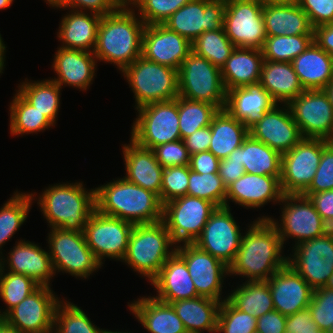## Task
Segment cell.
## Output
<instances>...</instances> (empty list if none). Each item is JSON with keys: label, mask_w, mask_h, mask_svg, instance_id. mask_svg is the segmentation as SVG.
I'll list each match as a JSON object with an SVG mask.
<instances>
[{"label": "cell", "mask_w": 333, "mask_h": 333, "mask_svg": "<svg viewBox=\"0 0 333 333\" xmlns=\"http://www.w3.org/2000/svg\"><path fill=\"white\" fill-rule=\"evenodd\" d=\"M226 0H190L164 23L191 43L204 31L223 28Z\"/></svg>", "instance_id": "19"}, {"label": "cell", "mask_w": 333, "mask_h": 333, "mask_svg": "<svg viewBox=\"0 0 333 333\" xmlns=\"http://www.w3.org/2000/svg\"><path fill=\"white\" fill-rule=\"evenodd\" d=\"M333 189V144L329 142L322 151L319 166L310 186L303 193H318Z\"/></svg>", "instance_id": "54"}, {"label": "cell", "mask_w": 333, "mask_h": 333, "mask_svg": "<svg viewBox=\"0 0 333 333\" xmlns=\"http://www.w3.org/2000/svg\"><path fill=\"white\" fill-rule=\"evenodd\" d=\"M9 111V130L13 136L38 134L54 126L43 113L28 103L17 91L10 102Z\"/></svg>", "instance_id": "41"}, {"label": "cell", "mask_w": 333, "mask_h": 333, "mask_svg": "<svg viewBox=\"0 0 333 333\" xmlns=\"http://www.w3.org/2000/svg\"><path fill=\"white\" fill-rule=\"evenodd\" d=\"M308 308L318 329L333 333V290L325 286L314 289Z\"/></svg>", "instance_id": "51"}, {"label": "cell", "mask_w": 333, "mask_h": 333, "mask_svg": "<svg viewBox=\"0 0 333 333\" xmlns=\"http://www.w3.org/2000/svg\"><path fill=\"white\" fill-rule=\"evenodd\" d=\"M281 106V107H280ZM277 104L249 125V134L281 155L303 137L287 104Z\"/></svg>", "instance_id": "21"}, {"label": "cell", "mask_w": 333, "mask_h": 333, "mask_svg": "<svg viewBox=\"0 0 333 333\" xmlns=\"http://www.w3.org/2000/svg\"><path fill=\"white\" fill-rule=\"evenodd\" d=\"M259 0H226L224 30L235 47L261 50L267 38Z\"/></svg>", "instance_id": "14"}, {"label": "cell", "mask_w": 333, "mask_h": 333, "mask_svg": "<svg viewBox=\"0 0 333 333\" xmlns=\"http://www.w3.org/2000/svg\"><path fill=\"white\" fill-rule=\"evenodd\" d=\"M102 16L70 10L62 17L57 32L60 47L92 52L97 42V31Z\"/></svg>", "instance_id": "30"}, {"label": "cell", "mask_w": 333, "mask_h": 333, "mask_svg": "<svg viewBox=\"0 0 333 333\" xmlns=\"http://www.w3.org/2000/svg\"><path fill=\"white\" fill-rule=\"evenodd\" d=\"M220 160L210 151L190 156V169L198 174L218 173Z\"/></svg>", "instance_id": "60"}, {"label": "cell", "mask_w": 333, "mask_h": 333, "mask_svg": "<svg viewBox=\"0 0 333 333\" xmlns=\"http://www.w3.org/2000/svg\"><path fill=\"white\" fill-rule=\"evenodd\" d=\"M313 203L322 220L333 229V189L318 193H302Z\"/></svg>", "instance_id": "57"}, {"label": "cell", "mask_w": 333, "mask_h": 333, "mask_svg": "<svg viewBox=\"0 0 333 333\" xmlns=\"http://www.w3.org/2000/svg\"><path fill=\"white\" fill-rule=\"evenodd\" d=\"M263 5L265 4H292L298 0H259Z\"/></svg>", "instance_id": "65"}, {"label": "cell", "mask_w": 333, "mask_h": 333, "mask_svg": "<svg viewBox=\"0 0 333 333\" xmlns=\"http://www.w3.org/2000/svg\"><path fill=\"white\" fill-rule=\"evenodd\" d=\"M55 9L91 12L105 16L115 12L120 6L114 0H52L49 4Z\"/></svg>", "instance_id": "53"}, {"label": "cell", "mask_w": 333, "mask_h": 333, "mask_svg": "<svg viewBox=\"0 0 333 333\" xmlns=\"http://www.w3.org/2000/svg\"><path fill=\"white\" fill-rule=\"evenodd\" d=\"M30 192L13 193L0 208V257H2L3 246L18 231L26 221L33 204Z\"/></svg>", "instance_id": "42"}, {"label": "cell", "mask_w": 333, "mask_h": 333, "mask_svg": "<svg viewBox=\"0 0 333 333\" xmlns=\"http://www.w3.org/2000/svg\"><path fill=\"white\" fill-rule=\"evenodd\" d=\"M274 310L288 316L308 308L314 289L288 264L268 280Z\"/></svg>", "instance_id": "25"}, {"label": "cell", "mask_w": 333, "mask_h": 333, "mask_svg": "<svg viewBox=\"0 0 333 333\" xmlns=\"http://www.w3.org/2000/svg\"><path fill=\"white\" fill-rule=\"evenodd\" d=\"M19 240L8 252L7 258L4 255L0 257V267L5 271L26 275L40 286L51 287L50 282L55 273L49 250H44L35 242Z\"/></svg>", "instance_id": "24"}, {"label": "cell", "mask_w": 333, "mask_h": 333, "mask_svg": "<svg viewBox=\"0 0 333 333\" xmlns=\"http://www.w3.org/2000/svg\"><path fill=\"white\" fill-rule=\"evenodd\" d=\"M121 72L134 93L135 109L179 96L178 70L172 67L139 56Z\"/></svg>", "instance_id": "6"}, {"label": "cell", "mask_w": 333, "mask_h": 333, "mask_svg": "<svg viewBox=\"0 0 333 333\" xmlns=\"http://www.w3.org/2000/svg\"><path fill=\"white\" fill-rule=\"evenodd\" d=\"M329 97V100L331 102V105L333 107V78L332 80L329 82V84L326 86V88L324 89Z\"/></svg>", "instance_id": "66"}, {"label": "cell", "mask_w": 333, "mask_h": 333, "mask_svg": "<svg viewBox=\"0 0 333 333\" xmlns=\"http://www.w3.org/2000/svg\"><path fill=\"white\" fill-rule=\"evenodd\" d=\"M313 28L333 23V0H298Z\"/></svg>", "instance_id": "56"}, {"label": "cell", "mask_w": 333, "mask_h": 333, "mask_svg": "<svg viewBox=\"0 0 333 333\" xmlns=\"http://www.w3.org/2000/svg\"><path fill=\"white\" fill-rule=\"evenodd\" d=\"M275 105L277 103L270 94L257 84L228 90L224 109L237 120L250 125Z\"/></svg>", "instance_id": "33"}, {"label": "cell", "mask_w": 333, "mask_h": 333, "mask_svg": "<svg viewBox=\"0 0 333 333\" xmlns=\"http://www.w3.org/2000/svg\"><path fill=\"white\" fill-rule=\"evenodd\" d=\"M42 192L38 198L36 192L30 194L35 202L38 199L37 204L50 229L82 232L96 210L95 188L88 191L83 182L56 183Z\"/></svg>", "instance_id": "4"}, {"label": "cell", "mask_w": 333, "mask_h": 333, "mask_svg": "<svg viewBox=\"0 0 333 333\" xmlns=\"http://www.w3.org/2000/svg\"><path fill=\"white\" fill-rule=\"evenodd\" d=\"M216 209L212 202L185 195L163 205L162 222L176 245L194 243Z\"/></svg>", "instance_id": "11"}, {"label": "cell", "mask_w": 333, "mask_h": 333, "mask_svg": "<svg viewBox=\"0 0 333 333\" xmlns=\"http://www.w3.org/2000/svg\"><path fill=\"white\" fill-rule=\"evenodd\" d=\"M175 253L186 263L199 296L220 302L227 299L228 295H222V288L226 276L229 275V266L194 243L177 245Z\"/></svg>", "instance_id": "17"}, {"label": "cell", "mask_w": 333, "mask_h": 333, "mask_svg": "<svg viewBox=\"0 0 333 333\" xmlns=\"http://www.w3.org/2000/svg\"><path fill=\"white\" fill-rule=\"evenodd\" d=\"M14 0H0V10L9 8Z\"/></svg>", "instance_id": "68"}, {"label": "cell", "mask_w": 333, "mask_h": 333, "mask_svg": "<svg viewBox=\"0 0 333 333\" xmlns=\"http://www.w3.org/2000/svg\"><path fill=\"white\" fill-rule=\"evenodd\" d=\"M325 287L333 290V274L329 277V280H328L327 284L325 285Z\"/></svg>", "instance_id": "70"}, {"label": "cell", "mask_w": 333, "mask_h": 333, "mask_svg": "<svg viewBox=\"0 0 333 333\" xmlns=\"http://www.w3.org/2000/svg\"><path fill=\"white\" fill-rule=\"evenodd\" d=\"M314 42L333 58V23L314 28Z\"/></svg>", "instance_id": "63"}, {"label": "cell", "mask_w": 333, "mask_h": 333, "mask_svg": "<svg viewBox=\"0 0 333 333\" xmlns=\"http://www.w3.org/2000/svg\"><path fill=\"white\" fill-rule=\"evenodd\" d=\"M95 203L99 213L133 224L162 220L163 205L159 196L124 177L95 187Z\"/></svg>", "instance_id": "3"}, {"label": "cell", "mask_w": 333, "mask_h": 333, "mask_svg": "<svg viewBox=\"0 0 333 333\" xmlns=\"http://www.w3.org/2000/svg\"><path fill=\"white\" fill-rule=\"evenodd\" d=\"M314 41V35L267 37L261 49L264 60L292 62Z\"/></svg>", "instance_id": "46"}, {"label": "cell", "mask_w": 333, "mask_h": 333, "mask_svg": "<svg viewBox=\"0 0 333 333\" xmlns=\"http://www.w3.org/2000/svg\"><path fill=\"white\" fill-rule=\"evenodd\" d=\"M16 90L28 103L43 113L54 125L60 110L62 88L51 79L32 81L27 78Z\"/></svg>", "instance_id": "40"}, {"label": "cell", "mask_w": 333, "mask_h": 333, "mask_svg": "<svg viewBox=\"0 0 333 333\" xmlns=\"http://www.w3.org/2000/svg\"><path fill=\"white\" fill-rule=\"evenodd\" d=\"M176 247L162 220L134 224L122 262L150 282L166 260L176 252Z\"/></svg>", "instance_id": "5"}, {"label": "cell", "mask_w": 333, "mask_h": 333, "mask_svg": "<svg viewBox=\"0 0 333 333\" xmlns=\"http://www.w3.org/2000/svg\"><path fill=\"white\" fill-rule=\"evenodd\" d=\"M287 105L302 137L332 139L333 107L324 89L304 90Z\"/></svg>", "instance_id": "16"}, {"label": "cell", "mask_w": 333, "mask_h": 333, "mask_svg": "<svg viewBox=\"0 0 333 333\" xmlns=\"http://www.w3.org/2000/svg\"><path fill=\"white\" fill-rule=\"evenodd\" d=\"M182 320L187 333H216L221 302L209 297L178 300L170 303Z\"/></svg>", "instance_id": "37"}, {"label": "cell", "mask_w": 333, "mask_h": 333, "mask_svg": "<svg viewBox=\"0 0 333 333\" xmlns=\"http://www.w3.org/2000/svg\"><path fill=\"white\" fill-rule=\"evenodd\" d=\"M210 129L211 142L208 151L219 160L227 158L249 135V125L237 120L225 109L219 110L214 115Z\"/></svg>", "instance_id": "38"}, {"label": "cell", "mask_w": 333, "mask_h": 333, "mask_svg": "<svg viewBox=\"0 0 333 333\" xmlns=\"http://www.w3.org/2000/svg\"><path fill=\"white\" fill-rule=\"evenodd\" d=\"M280 178L281 176L244 173L242 177L226 187L225 207L230 208L231 201L246 209H260L270 202L279 204L284 195Z\"/></svg>", "instance_id": "23"}, {"label": "cell", "mask_w": 333, "mask_h": 333, "mask_svg": "<svg viewBox=\"0 0 333 333\" xmlns=\"http://www.w3.org/2000/svg\"><path fill=\"white\" fill-rule=\"evenodd\" d=\"M133 226L129 221L103 215L97 210L88 218L83 230L84 237L102 266L106 257L116 261L124 259Z\"/></svg>", "instance_id": "13"}, {"label": "cell", "mask_w": 333, "mask_h": 333, "mask_svg": "<svg viewBox=\"0 0 333 333\" xmlns=\"http://www.w3.org/2000/svg\"><path fill=\"white\" fill-rule=\"evenodd\" d=\"M259 84L279 105L288 104L304 91L291 62L263 60Z\"/></svg>", "instance_id": "35"}, {"label": "cell", "mask_w": 333, "mask_h": 333, "mask_svg": "<svg viewBox=\"0 0 333 333\" xmlns=\"http://www.w3.org/2000/svg\"><path fill=\"white\" fill-rule=\"evenodd\" d=\"M227 158L242 163L245 173L281 176L282 155L250 134Z\"/></svg>", "instance_id": "36"}, {"label": "cell", "mask_w": 333, "mask_h": 333, "mask_svg": "<svg viewBox=\"0 0 333 333\" xmlns=\"http://www.w3.org/2000/svg\"><path fill=\"white\" fill-rule=\"evenodd\" d=\"M52 68L56 77L51 78L61 88L71 86L87 91L96 77L97 59L92 52L58 46ZM64 85V86H63Z\"/></svg>", "instance_id": "26"}, {"label": "cell", "mask_w": 333, "mask_h": 333, "mask_svg": "<svg viewBox=\"0 0 333 333\" xmlns=\"http://www.w3.org/2000/svg\"><path fill=\"white\" fill-rule=\"evenodd\" d=\"M234 48V44L226 36L224 27L219 30L204 31L192 43V51L195 54L204 57L220 69Z\"/></svg>", "instance_id": "45"}, {"label": "cell", "mask_w": 333, "mask_h": 333, "mask_svg": "<svg viewBox=\"0 0 333 333\" xmlns=\"http://www.w3.org/2000/svg\"><path fill=\"white\" fill-rule=\"evenodd\" d=\"M57 296L51 287L39 286L3 319L20 333H53Z\"/></svg>", "instance_id": "18"}, {"label": "cell", "mask_w": 333, "mask_h": 333, "mask_svg": "<svg viewBox=\"0 0 333 333\" xmlns=\"http://www.w3.org/2000/svg\"><path fill=\"white\" fill-rule=\"evenodd\" d=\"M257 318L235 308L227 299L221 302L216 333H253Z\"/></svg>", "instance_id": "49"}, {"label": "cell", "mask_w": 333, "mask_h": 333, "mask_svg": "<svg viewBox=\"0 0 333 333\" xmlns=\"http://www.w3.org/2000/svg\"><path fill=\"white\" fill-rule=\"evenodd\" d=\"M292 250L287 264L313 289L325 286L333 274V229L293 246Z\"/></svg>", "instance_id": "15"}, {"label": "cell", "mask_w": 333, "mask_h": 333, "mask_svg": "<svg viewBox=\"0 0 333 333\" xmlns=\"http://www.w3.org/2000/svg\"><path fill=\"white\" fill-rule=\"evenodd\" d=\"M313 333H329V332H327V331H323V330H321V329H318V330H316V331L313 332Z\"/></svg>", "instance_id": "73"}, {"label": "cell", "mask_w": 333, "mask_h": 333, "mask_svg": "<svg viewBox=\"0 0 333 333\" xmlns=\"http://www.w3.org/2000/svg\"><path fill=\"white\" fill-rule=\"evenodd\" d=\"M106 333H133V332H124V331H111V330H108L106 329Z\"/></svg>", "instance_id": "72"}, {"label": "cell", "mask_w": 333, "mask_h": 333, "mask_svg": "<svg viewBox=\"0 0 333 333\" xmlns=\"http://www.w3.org/2000/svg\"><path fill=\"white\" fill-rule=\"evenodd\" d=\"M189 184V165L173 166L163 169L161 203L187 195Z\"/></svg>", "instance_id": "52"}, {"label": "cell", "mask_w": 333, "mask_h": 333, "mask_svg": "<svg viewBox=\"0 0 333 333\" xmlns=\"http://www.w3.org/2000/svg\"><path fill=\"white\" fill-rule=\"evenodd\" d=\"M190 0H135L130 6L138 11L145 25L163 24L179 8ZM135 8V9H134Z\"/></svg>", "instance_id": "50"}, {"label": "cell", "mask_w": 333, "mask_h": 333, "mask_svg": "<svg viewBox=\"0 0 333 333\" xmlns=\"http://www.w3.org/2000/svg\"><path fill=\"white\" fill-rule=\"evenodd\" d=\"M122 147L126 175L124 178L157 194L161 201L163 167L152 149L137 145L130 139Z\"/></svg>", "instance_id": "27"}, {"label": "cell", "mask_w": 333, "mask_h": 333, "mask_svg": "<svg viewBox=\"0 0 333 333\" xmlns=\"http://www.w3.org/2000/svg\"><path fill=\"white\" fill-rule=\"evenodd\" d=\"M263 60L262 50L235 47L221 68L226 91L259 84Z\"/></svg>", "instance_id": "32"}, {"label": "cell", "mask_w": 333, "mask_h": 333, "mask_svg": "<svg viewBox=\"0 0 333 333\" xmlns=\"http://www.w3.org/2000/svg\"><path fill=\"white\" fill-rule=\"evenodd\" d=\"M183 141L190 156L195 153L208 151L211 142L210 126L198 129Z\"/></svg>", "instance_id": "61"}, {"label": "cell", "mask_w": 333, "mask_h": 333, "mask_svg": "<svg viewBox=\"0 0 333 333\" xmlns=\"http://www.w3.org/2000/svg\"><path fill=\"white\" fill-rule=\"evenodd\" d=\"M262 13L267 37L314 35L309 17L298 2L265 4Z\"/></svg>", "instance_id": "31"}, {"label": "cell", "mask_w": 333, "mask_h": 333, "mask_svg": "<svg viewBox=\"0 0 333 333\" xmlns=\"http://www.w3.org/2000/svg\"><path fill=\"white\" fill-rule=\"evenodd\" d=\"M132 125L130 139L137 145L153 149L157 145L181 139L178 97L144 105Z\"/></svg>", "instance_id": "10"}, {"label": "cell", "mask_w": 333, "mask_h": 333, "mask_svg": "<svg viewBox=\"0 0 333 333\" xmlns=\"http://www.w3.org/2000/svg\"><path fill=\"white\" fill-rule=\"evenodd\" d=\"M3 41L4 40H3L2 36H1V33H0V49H6L7 48Z\"/></svg>", "instance_id": "71"}, {"label": "cell", "mask_w": 333, "mask_h": 333, "mask_svg": "<svg viewBox=\"0 0 333 333\" xmlns=\"http://www.w3.org/2000/svg\"><path fill=\"white\" fill-rule=\"evenodd\" d=\"M47 4H49L52 0H44Z\"/></svg>", "instance_id": "74"}, {"label": "cell", "mask_w": 333, "mask_h": 333, "mask_svg": "<svg viewBox=\"0 0 333 333\" xmlns=\"http://www.w3.org/2000/svg\"><path fill=\"white\" fill-rule=\"evenodd\" d=\"M53 333H106L76 304L61 300L55 310Z\"/></svg>", "instance_id": "44"}, {"label": "cell", "mask_w": 333, "mask_h": 333, "mask_svg": "<svg viewBox=\"0 0 333 333\" xmlns=\"http://www.w3.org/2000/svg\"><path fill=\"white\" fill-rule=\"evenodd\" d=\"M128 307L149 333H187L172 305L151 295L128 302Z\"/></svg>", "instance_id": "29"}, {"label": "cell", "mask_w": 333, "mask_h": 333, "mask_svg": "<svg viewBox=\"0 0 333 333\" xmlns=\"http://www.w3.org/2000/svg\"><path fill=\"white\" fill-rule=\"evenodd\" d=\"M329 142L303 137L291 150L282 154L280 185L283 194H302L310 186L323 148Z\"/></svg>", "instance_id": "12"}, {"label": "cell", "mask_w": 333, "mask_h": 333, "mask_svg": "<svg viewBox=\"0 0 333 333\" xmlns=\"http://www.w3.org/2000/svg\"><path fill=\"white\" fill-rule=\"evenodd\" d=\"M145 23L130 6H120L102 16L93 54L97 61L111 63L119 71L141 56Z\"/></svg>", "instance_id": "2"}, {"label": "cell", "mask_w": 333, "mask_h": 333, "mask_svg": "<svg viewBox=\"0 0 333 333\" xmlns=\"http://www.w3.org/2000/svg\"><path fill=\"white\" fill-rule=\"evenodd\" d=\"M191 52L192 43L163 24L145 25L141 47L144 58L179 70Z\"/></svg>", "instance_id": "22"}, {"label": "cell", "mask_w": 333, "mask_h": 333, "mask_svg": "<svg viewBox=\"0 0 333 333\" xmlns=\"http://www.w3.org/2000/svg\"><path fill=\"white\" fill-rule=\"evenodd\" d=\"M40 285L26 275L6 271L0 267V298L6 304L5 311L0 309L3 318L12 308L34 292Z\"/></svg>", "instance_id": "47"}, {"label": "cell", "mask_w": 333, "mask_h": 333, "mask_svg": "<svg viewBox=\"0 0 333 333\" xmlns=\"http://www.w3.org/2000/svg\"><path fill=\"white\" fill-rule=\"evenodd\" d=\"M149 283L157 290L153 297L169 304L199 297L186 263L176 253L166 260Z\"/></svg>", "instance_id": "28"}, {"label": "cell", "mask_w": 333, "mask_h": 333, "mask_svg": "<svg viewBox=\"0 0 333 333\" xmlns=\"http://www.w3.org/2000/svg\"><path fill=\"white\" fill-rule=\"evenodd\" d=\"M285 326L287 333H313L318 330L317 324L312 319L309 308L288 315Z\"/></svg>", "instance_id": "58"}, {"label": "cell", "mask_w": 333, "mask_h": 333, "mask_svg": "<svg viewBox=\"0 0 333 333\" xmlns=\"http://www.w3.org/2000/svg\"><path fill=\"white\" fill-rule=\"evenodd\" d=\"M5 54H6V49H0V74L3 73L4 68H5V62H6Z\"/></svg>", "instance_id": "67"}, {"label": "cell", "mask_w": 333, "mask_h": 333, "mask_svg": "<svg viewBox=\"0 0 333 333\" xmlns=\"http://www.w3.org/2000/svg\"><path fill=\"white\" fill-rule=\"evenodd\" d=\"M47 238L55 275L62 271L84 280L102 267L88 247L83 231L52 228Z\"/></svg>", "instance_id": "8"}, {"label": "cell", "mask_w": 333, "mask_h": 333, "mask_svg": "<svg viewBox=\"0 0 333 333\" xmlns=\"http://www.w3.org/2000/svg\"><path fill=\"white\" fill-rule=\"evenodd\" d=\"M187 195L212 202L217 208L225 207L226 186L218 173L198 174L189 166Z\"/></svg>", "instance_id": "48"}, {"label": "cell", "mask_w": 333, "mask_h": 333, "mask_svg": "<svg viewBox=\"0 0 333 333\" xmlns=\"http://www.w3.org/2000/svg\"><path fill=\"white\" fill-rule=\"evenodd\" d=\"M244 173L245 168L242 163L233 161L232 158H225L219 162L218 174L226 187L242 177Z\"/></svg>", "instance_id": "62"}, {"label": "cell", "mask_w": 333, "mask_h": 333, "mask_svg": "<svg viewBox=\"0 0 333 333\" xmlns=\"http://www.w3.org/2000/svg\"><path fill=\"white\" fill-rule=\"evenodd\" d=\"M241 230L231 209L218 207L211 214L194 244L229 266L239 250L244 234Z\"/></svg>", "instance_id": "20"}, {"label": "cell", "mask_w": 333, "mask_h": 333, "mask_svg": "<svg viewBox=\"0 0 333 333\" xmlns=\"http://www.w3.org/2000/svg\"><path fill=\"white\" fill-rule=\"evenodd\" d=\"M179 96L203 101L224 109L226 94L221 69L193 51L183 60L178 70Z\"/></svg>", "instance_id": "7"}, {"label": "cell", "mask_w": 333, "mask_h": 333, "mask_svg": "<svg viewBox=\"0 0 333 333\" xmlns=\"http://www.w3.org/2000/svg\"><path fill=\"white\" fill-rule=\"evenodd\" d=\"M152 150L163 168L190 165V155L182 139L157 145Z\"/></svg>", "instance_id": "55"}, {"label": "cell", "mask_w": 333, "mask_h": 333, "mask_svg": "<svg viewBox=\"0 0 333 333\" xmlns=\"http://www.w3.org/2000/svg\"><path fill=\"white\" fill-rule=\"evenodd\" d=\"M0 333H20L15 327L9 325L3 318H0Z\"/></svg>", "instance_id": "64"}, {"label": "cell", "mask_w": 333, "mask_h": 333, "mask_svg": "<svg viewBox=\"0 0 333 333\" xmlns=\"http://www.w3.org/2000/svg\"><path fill=\"white\" fill-rule=\"evenodd\" d=\"M282 202V203H281ZM279 205L281 217L261 216L257 219H269L277 228L282 243L288 238L295 240L297 244L320 237L331 228L322 220L310 199L302 194H284ZM280 222V223H279Z\"/></svg>", "instance_id": "9"}, {"label": "cell", "mask_w": 333, "mask_h": 333, "mask_svg": "<svg viewBox=\"0 0 333 333\" xmlns=\"http://www.w3.org/2000/svg\"><path fill=\"white\" fill-rule=\"evenodd\" d=\"M227 295L235 308L252 317L258 318L274 310L268 281H245Z\"/></svg>", "instance_id": "39"}, {"label": "cell", "mask_w": 333, "mask_h": 333, "mask_svg": "<svg viewBox=\"0 0 333 333\" xmlns=\"http://www.w3.org/2000/svg\"><path fill=\"white\" fill-rule=\"evenodd\" d=\"M286 320L287 316L273 310L257 318L256 331L260 333H284Z\"/></svg>", "instance_id": "59"}, {"label": "cell", "mask_w": 333, "mask_h": 333, "mask_svg": "<svg viewBox=\"0 0 333 333\" xmlns=\"http://www.w3.org/2000/svg\"><path fill=\"white\" fill-rule=\"evenodd\" d=\"M247 227L236 257L229 265V276L239 275L245 281H267L287 264L284 245L269 219H256Z\"/></svg>", "instance_id": "1"}, {"label": "cell", "mask_w": 333, "mask_h": 333, "mask_svg": "<svg viewBox=\"0 0 333 333\" xmlns=\"http://www.w3.org/2000/svg\"><path fill=\"white\" fill-rule=\"evenodd\" d=\"M119 6H131L135 0H114Z\"/></svg>", "instance_id": "69"}, {"label": "cell", "mask_w": 333, "mask_h": 333, "mask_svg": "<svg viewBox=\"0 0 333 333\" xmlns=\"http://www.w3.org/2000/svg\"><path fill=\"white\" fill-rule=\"evenodd\" d=\"M219 109L210 103L178 96V116L181 139L184 140L202 127L210 126Z\"/></svg>", "instance_id": "43"}, {"label": "cell", "mask_w": 333, "mask_h": 333, "mask_svg": "<svg viewBox=\"0 0 333 333\" xmlns=\"http://www.w3.org/2000/svg\"><path fill=\"white\" fill-rule=\"evenodd\" d=\"M291 63L304 90L325 89L333 78V58L314 41Z\"/></svg>", "instance_id": "34"}]
</instances>
